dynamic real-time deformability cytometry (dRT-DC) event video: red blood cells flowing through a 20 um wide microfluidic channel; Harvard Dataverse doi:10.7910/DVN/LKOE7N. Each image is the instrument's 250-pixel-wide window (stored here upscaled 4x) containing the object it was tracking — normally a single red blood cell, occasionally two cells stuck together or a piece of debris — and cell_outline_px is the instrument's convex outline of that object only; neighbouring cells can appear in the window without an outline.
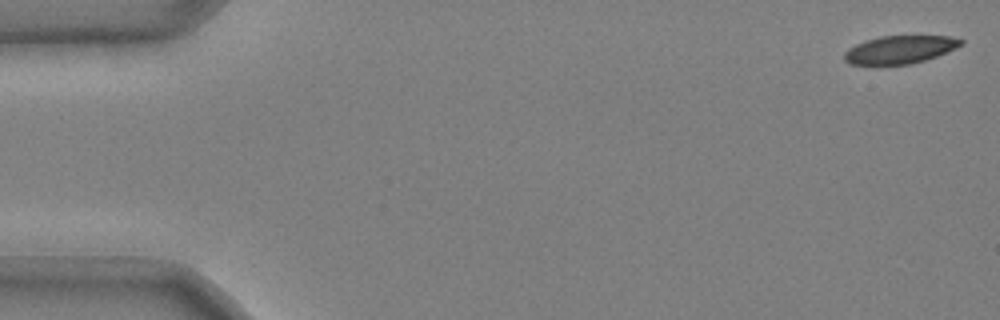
{"species": "common noctule bat (a hibernating species)", "species_latin": "Nyctalus noctula", "temperature_condition": "cold", "stored_images_in_passage": 20, "camera_frame_rate_fps": 3000, "um_per_image_px": 0.085, "animal": {"sex": "male", "body_mass_g": 20.4}, "frame": {"image": 1, "passage_image": 1, "time_ms": 0.0, "image_size_px": [1000, 320], "cell_outline_px": [[964, 44], [956, 48], [936, 56], [912, 64], [848, 64], [844, 60], [844, 52], [848, 48], [864, 40], [880, 36], [948, 36], [964, 40]], "centroid_in_image_um": [76.47, 4.21], "position_along_channel_um": 8.5, "area_um2": 18.96}}
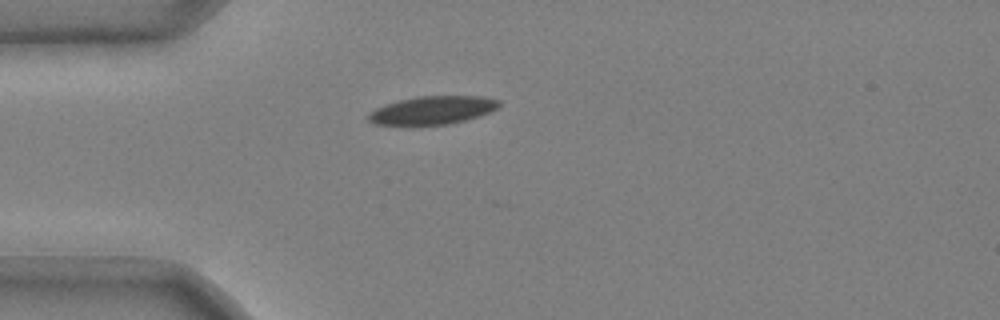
{"frame": {"image": 2, "passage_image": 14, "time_ms": 4.333, "image_size_px": [1000, 320], "cell_outline_px": [[500, 104], [496, 108], [480, 116], [468, 120], [448, 124], [420, 128], [404, 128], [376, 124], [368, 120], [368, 112], [384, 104], [400, 100], [420, 96], [484, 96], [500, 100]], "centroid_in_image_um": [36.69, 9.43], "position_along_channel_um": 48.3, "area_um2": 22.54}}
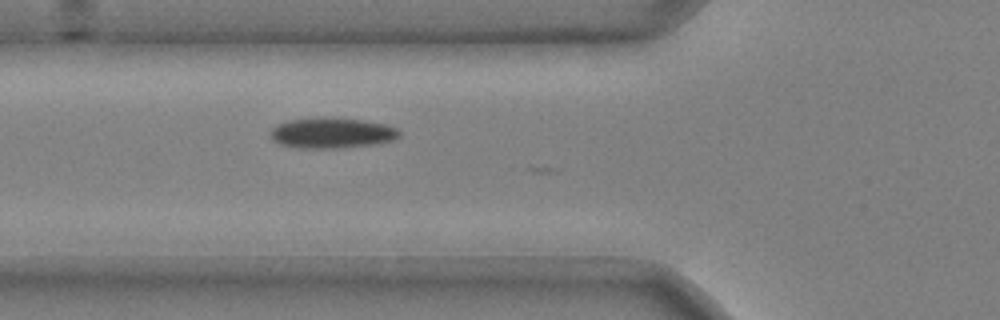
{"frame": {"image": 3, "passage_image": 19, "time_ms": 6.0, "image_size_px": [1000, 320], "cell_outline_px": [[400, 136], [392, 140], [372, 144], [336, 148], [300, 148], [280, 144], [272, 140], [268, 132], [276, 124], [288, 120], [320, 116], [364, 120], [384, 124], [396, 128], [400, 132]], "centroid_in_image_um": [28.14, 11.28], "position_along_channel_um": 97.7, "area_um2": 23.12}}